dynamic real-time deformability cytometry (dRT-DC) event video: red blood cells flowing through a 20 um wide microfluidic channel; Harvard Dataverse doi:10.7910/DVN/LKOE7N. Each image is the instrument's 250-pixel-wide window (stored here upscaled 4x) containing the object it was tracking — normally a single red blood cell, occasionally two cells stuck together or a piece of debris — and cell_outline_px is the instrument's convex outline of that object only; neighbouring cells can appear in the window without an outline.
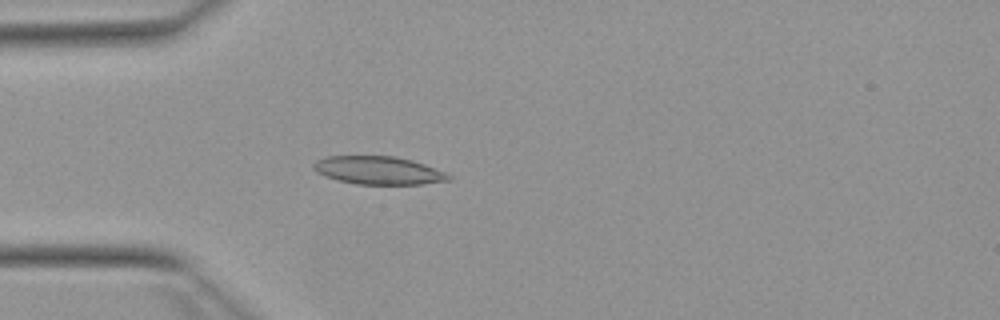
{"species": "Egyptian fruit bat (a non-hibernating species)", "species_latin": "Rousettus aegyptiacus", "temperature_condition": "warm", "stored_images_in_passage": 51, "camera_frame_rate_fps": 3000, "um_per_image_px": 0.085, "animal": {"sex": "female"}, "frame": {"image": 1, "passage_image": 14, "time_ms": 4.333, "image_size_px": [1000, 320], "cell_outline_px": [[452, 180], [420, 184], [356, 184], [336, 180], [324, 176], [316, 172], [312, 168], [312, 164], [316, 160], [328, 156], [392, 156], [412, 160], [424, 164], [444, 172], [452, 176]], "centroid_in_image_um": [32.13, 14.48], "position_along_channel_um": 52.9, "area_um2": 22.14}}
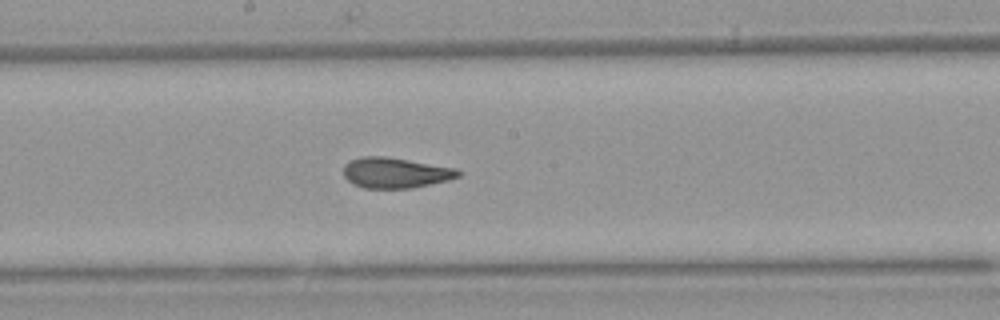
{"frame": {"image": 2, "passage_image": 27, "time_ms": 8.667, "image_size_px": [1000, 320], "cell_outline_px": [[460, 176], [448, 180], [412, 188], [364, 188], [352, 184], [344, 176], [344, 164], [360, 156], [384, 156], [456, 168], [460, 172]], "centroid_in_image_um": [33.59, 14.69], "position_along_channel_um": 214.6, "area_um2": 20.29}}
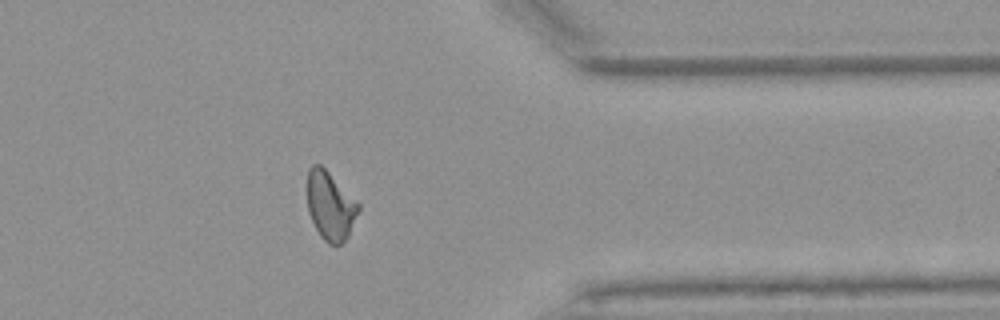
{"frame": {"image": 3, "passage_image": 41, "time_ms": 13.333, "image_size_px": [1000, 320], "cell_outline_px": [[360, 208], [348, 236], [340, 244], [328, 244], [320, 236], [308, 212], [308, 172], [312, 164], [320, 164], [360, 204]], "centroid_in_image_um": [28.08, 17.5], "position_along_channel_um": 383.3, "area_um2": 20.06}, "authors_computed_cell_mechanics": {"area_um2": 20.9814, "velocity_mm_per_s": 3.9094, "shape_relaxation_time_tau1_ms": 9.6669, "shape_relaxation_time_tau2_ms": 1.4724, "deformation_change_tau1": 0.2276, "deformation_change_tau2": 0.0669}}